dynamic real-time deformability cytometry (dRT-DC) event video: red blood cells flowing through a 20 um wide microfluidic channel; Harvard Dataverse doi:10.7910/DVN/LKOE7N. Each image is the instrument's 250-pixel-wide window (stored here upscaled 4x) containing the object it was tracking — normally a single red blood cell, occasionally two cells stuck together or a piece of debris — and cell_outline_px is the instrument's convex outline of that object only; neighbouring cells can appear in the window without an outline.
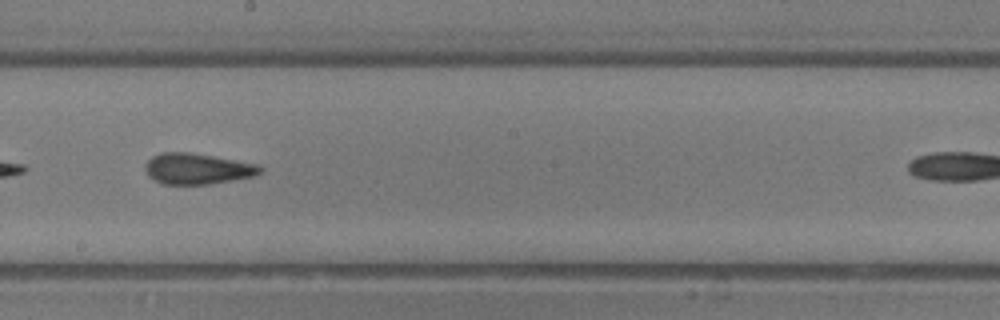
{"species": "common noctule bat (a hibernating species)", "species_latin": "Nyctalus noctula", "temperature_condition": "room temperature", "stored_images_in_passage": 26, "camera_frame_rate_fps": 3000, "um_per_image_px": 0.085, "animal": {"sex": "male", "body_mass_g": 13.3}, "frame": {"image": 1, "passage_image": 15, "time_ms": 4.667, "image_size_px": [1000, 320], "cell_outline_px": [[264, 168], [260, 172], [252, 176], [232, 180], [208, 184], [160, 184], [148, 176], [144, 168], [144, 164], [152, 156], [160, 152], [188, 152], [212, 156], [256, 164]], "centroid_in_image_um": [16.7, 14.34], "position_along_channel_um": 231.5, "area_um2": 20.58}}
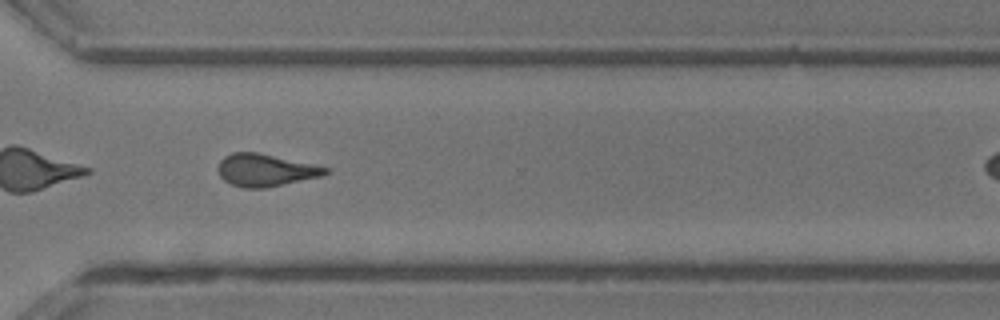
{"frame": {"image": 2, "passage_image": 22, "time_ms": 7.0, "image_size_px": [1000, 320], "cell_outline_px": [[328, 172], [324, 176], [264, 188], [244, 188], [232, 184], [224, 180], [220, 176], [216, 168], [220, 160], [224, 156], [232, 152], [256, 152], [312, 164], [328, 168]], "centroid_in_image_um": [22.52, 14.46], "position_along_channel_um": 348.1, "area_um2": 20.17}}